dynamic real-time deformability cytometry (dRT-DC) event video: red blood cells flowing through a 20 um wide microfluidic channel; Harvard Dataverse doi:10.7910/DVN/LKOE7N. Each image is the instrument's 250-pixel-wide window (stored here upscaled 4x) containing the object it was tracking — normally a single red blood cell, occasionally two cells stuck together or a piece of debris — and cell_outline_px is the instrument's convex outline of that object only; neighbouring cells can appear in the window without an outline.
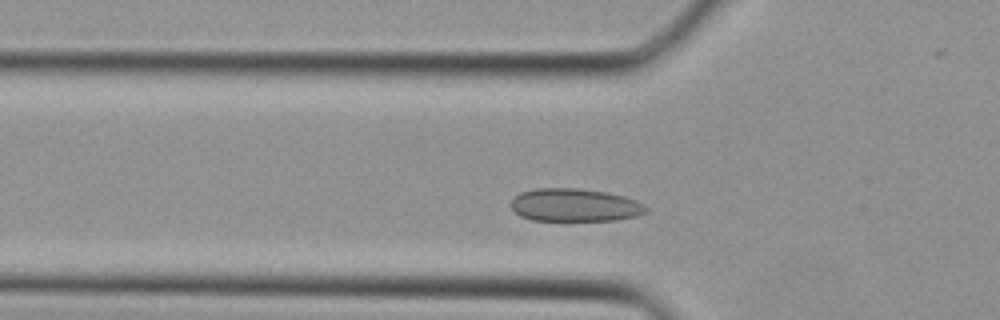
{"species": "Egyptian fruit bat (a non-hibernating species)", "species_latin": "Rousettus aegyptiacus", "temperature_condition": "cold", "stored_images_in_passage": 31, "camera_frame_rate_fps": 3000, "um_per_image_px": 0.085, "animal": {"sex": "female"}, "frame": {"image": 1, "passage_image": 6, "time_ms": 1.667, "image_size_px": [1000, 320], "cell_outline_px": [[648, 212], [636, 216], [616, 220], [532, 220], [520, 216], [508, 204], [512, 196], [520, 192], [536, 188], [576, 188], [608, 192], [624, 196], [636, 200], [644, 204], [648, 208]], "centroid_in_image_um": [48.83, 17.42], "position_along_channel_um": 77.0, "area_um2": 26.24}}
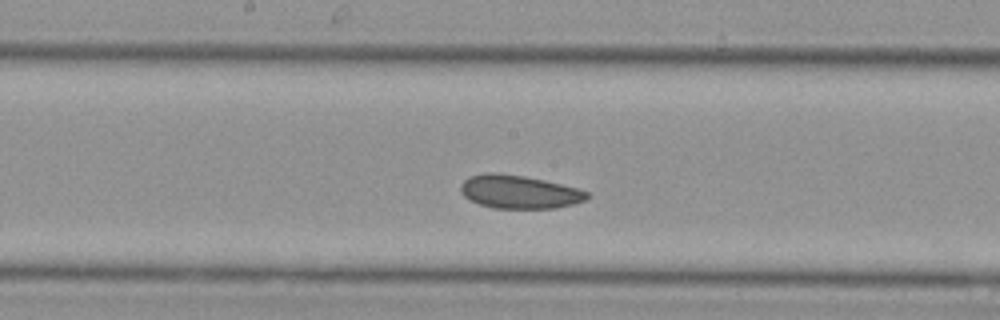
{"frame": {"image": 2, "passage_image": 13, "time_ms": 4.0, "image_size_px": [1000, 320], "cell_outline_px": [[588, 196], [584, 200], [572, 204], [556, 208], [492, 208], [480, 204], [464, 196], [460, 192], [460, 184], [464, 180], [472, 176], [488, 172], [496, 172], [524, 176], [544, 180], [580, 188], [588, 192]], "centroid_in_image_um": [44.12, 16.3], "position_along_channel_um": 204.1, "area_um2": 24.45}}
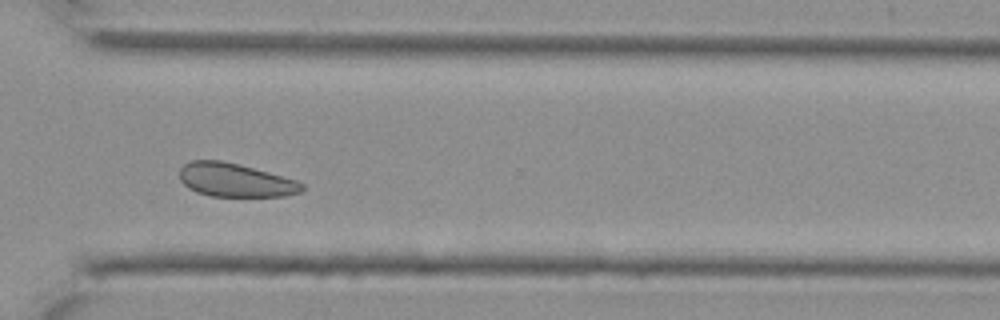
{"frame": {"image": 3, "passage_image": 21, "time_ms": 6.667, "image_size_px": [1000, 320], "cell_outline_px": [[304, 188], [300, 192], [284, 196], [212, 196], [196, 192], [188, 188], [180, 180], [180, 168], [184, 164], [192, 160], [220, 160], [268, 172], [296, 180], [304, 184]], "centroid_in_image_um": [19.97, 15.31], "position_along_channel_um": 350.6, "area_um2": 23.7}}